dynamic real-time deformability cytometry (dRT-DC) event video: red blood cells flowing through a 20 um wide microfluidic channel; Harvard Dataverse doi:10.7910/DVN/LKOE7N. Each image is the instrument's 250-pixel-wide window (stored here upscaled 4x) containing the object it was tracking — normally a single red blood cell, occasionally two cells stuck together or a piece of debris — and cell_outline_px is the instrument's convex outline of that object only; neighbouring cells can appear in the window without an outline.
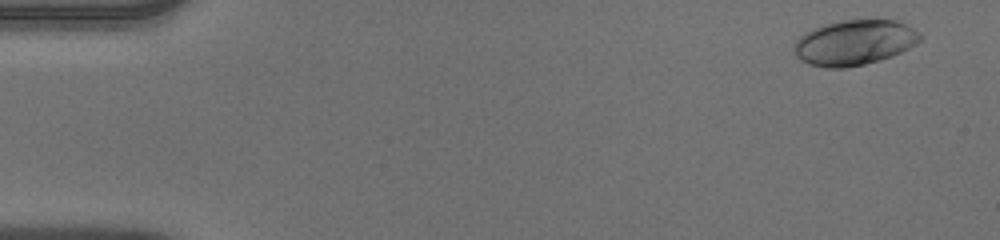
{"species": "human", "species_latin": "Homo sapiens", "temperature_condition": "warm", "stored_images_in_passage": 50, "camera_frame_rate_fps": 3000, "um_per_image_px": 0.085, "donor": {"sex": "male"}, "frame": {"image": 1, "passage_image": 3, "time_ms": 0.667, "image_size_px": [1000, 240], "cell_outline_px": [[920, 40], [916, 44], [892, 56], [880, 60], [864, 64], [844, 68], [828, 68], [808, 64], [800, 60], [796, 56], [792, 48], [796, 40], [804, 32], [812, 28], [824, 24], [840, 20], [900, 20], [908, 24], [920, 32]], "centroid_in_image_um": [72.61, 3.61], "position_along_channel_um": 12.4, "area_um2": 33.52}}
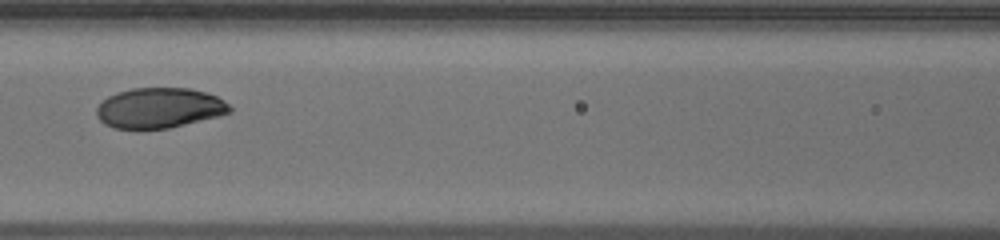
{"frame": {"image": 2, "passage_image": 24, "time_ms": 7.667, "image_size_px": [1000, 240], "cell_outline_px": [[232, 112], [220, 116], [168, 128], [112, 128], [104, 124], [96, 116], [96, 108], [108, 96], [116, 92], [132, 88], [192, 88], [216, 96], [224, 100], [232, 108]], "centroid_in_image_um": [13.55, 9.17], "position_along_channel_um": 153.1, "area_um2": 31.27}}
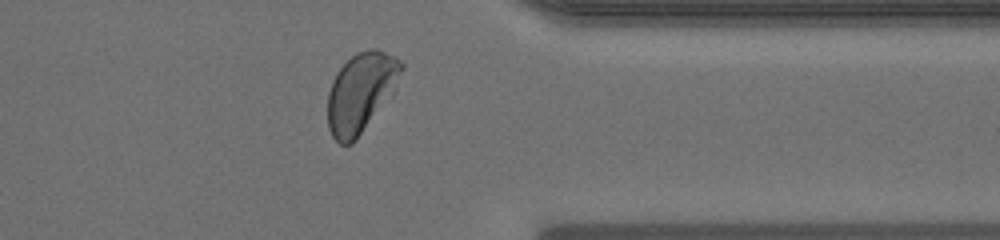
{"frame": {"image": 3, "passage_image": 42, "time_ms": 13.667, "image_size_px": [1000, 240], "cell_outline_px": [[404, 68], [392, 96], [356, 140], [352, 144], [340, 144], [332, 136], [328, 128], [328, 92], [332, 80], [336, 72], [356, 52], [368, 48], [376, 48], [396, 56], [404, 64]], "centroid_in_image_um": [30.7, 7.84], "position_along_channel_um": 380.7, "area_um2": 34.56}, "authors_computed_cell_mechanics": {"area_um2": 32.368, "velocity_mm_per_s": 3.9332, "shape_relaxation_time_tau1_ms": 4.3581, "shape_relaxation_time_tau2_ms": null, "deformation_change_tau1": 0.2026, "deformation_change_tau2": null}}